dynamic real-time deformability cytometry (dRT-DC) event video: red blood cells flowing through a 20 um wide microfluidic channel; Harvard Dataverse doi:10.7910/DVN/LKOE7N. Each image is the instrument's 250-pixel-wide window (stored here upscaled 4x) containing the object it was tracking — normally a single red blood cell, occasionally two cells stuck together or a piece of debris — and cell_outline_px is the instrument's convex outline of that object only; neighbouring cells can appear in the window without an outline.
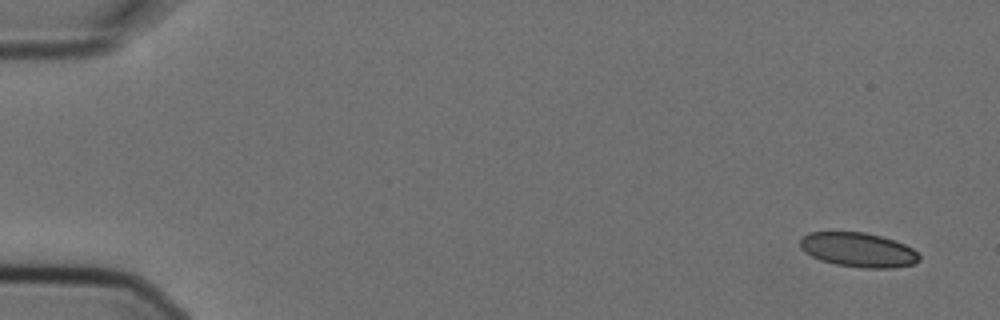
{"species": "Egyptian fruit bat (a non-hibernating species)", "species_latin": "Rousettus aegyptiacus", "temperature_condition": "cold", "stored_images_in_passage": 5, "camera_frame_rate_fps": 3000, "um_per_image_px": 0.085, "animal": {"sex": "female"}, "frame": {"image": 1, "passage_image": 1, "time_ms": 0.0, "image_size_px": [1000, 320], "cell_outline_px": [[920, 260], [916, 264], [892, 268], [864, 268], [836, 264], [820, 260], [812, 256], [800, 248], [800, 240], [808, 232], [864, 232], [880, 236], [904, 244], [912, 248], [920, 256]], "centroid_in_image_um": [72.96, 21.24], "position_along_channel_um": 12.0, "area_um2": 23.81}}
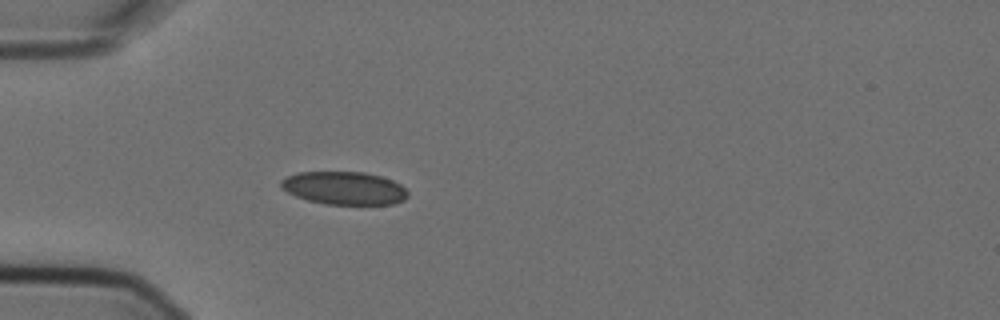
{"frame": {"image": 2, "passage_image": 5, "time_ms": 1.333, "image_size_px": [1000, 320], "cell_outline_px": [[408, 196], [404, 200], [392, 204], [324, 204], [308, 200], [296, 196], [280, 188], [280, 180], [288, 176], [300, 172], [364, 172], [380, 176], [392, 180], [400, 184], [408, 192]], "centroid_in_image_um": [29.25, 15.99], "position_along_channel_um": 55.8, "area_um2": 24.33}}